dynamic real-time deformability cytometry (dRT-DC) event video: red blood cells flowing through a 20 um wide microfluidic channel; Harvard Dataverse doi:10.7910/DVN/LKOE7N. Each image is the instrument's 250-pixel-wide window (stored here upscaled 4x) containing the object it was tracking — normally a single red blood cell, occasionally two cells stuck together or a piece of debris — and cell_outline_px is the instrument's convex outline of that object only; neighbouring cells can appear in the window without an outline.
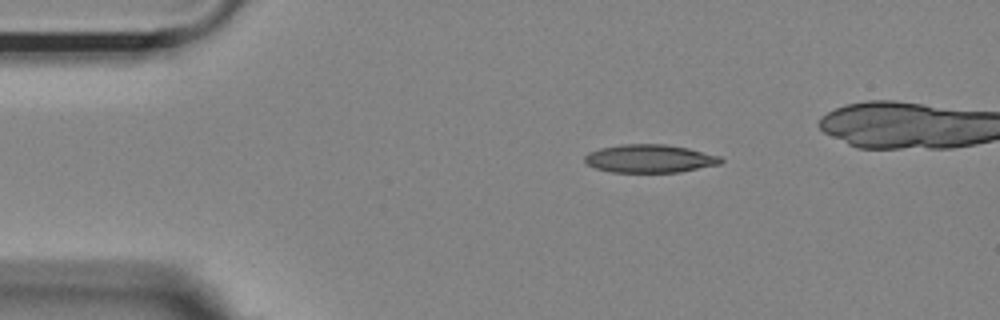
{"species": "Egyptian fruit bat (a non-hibernating species)", "species_latin": "Rousettus aegyptiacus", "temperature_condition": "room temperature", "stored_images_in_passage": 41, "camera_frame_rate_fps": 3000, "um_per_image_px": 0.085, "animal": {"sex": "female"}, "frame": {"image": 1, "passage_image": 1, "time_ms": 0.0, "image_size_px": [1000, 320], "cell_outline_px": [[724, 160], [720, 164], [680, 172], [612, 172], [596, 168], [588, 164], [584, 160], [584, 156], [588, 152], [600, 148], [620, 144], [668, 144], [688, 148], [720, 156]], "centroid_in_image_um": [55.23, 13.47], "position_along_channel_um": 29.8, "area_um2": 22.37}}
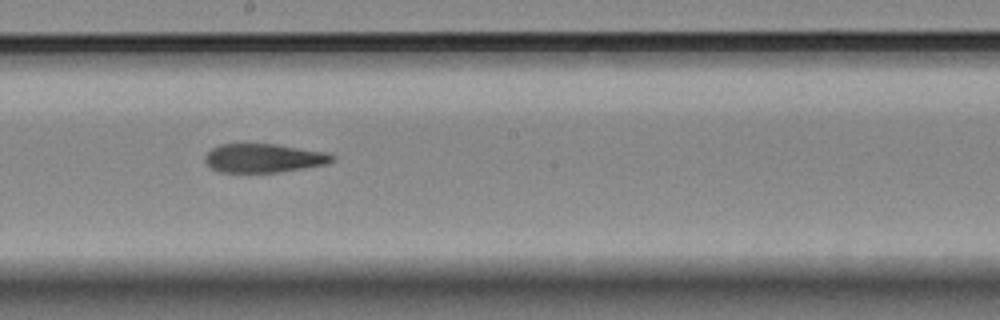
{"frame": {"image": 2, "passage_image": 21, "time_ms": 6.667, "image_size_px": [1000, 320], "cell_outline_px": [[336, 160], [328, 164], [280, 172], [220, 172], [212, 168], [204, 160], [204, 156], [212, 148], [220, 144], [276, 144], [328, 152], [336, 156]], "centroid_in_image_um": [22.47, 13.44], "position_along_channel_um": 225.7, "area_um2": 21.5}}
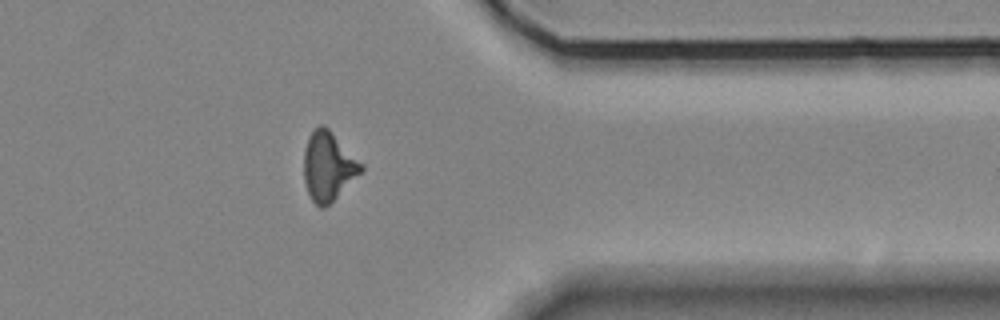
{"frame": {"image": 3, "passage_image": 35, "time_ms": 11.333, "image_size_px": [1000, 320], "cell_outline_px": [[364, 168], [324, 208], [320, 208], [312, 200], [308, 192], [304, 180], [304, 152], [308, 136], [320, 124], [324, 124], [364, 164]], "centroid_in_image_um": [27.88, 14.1], "position_along_channel_um": 383.5, "area_um2": 22.54}, "authors_computed_cell_mechanics": {"area_um2": 22.3686, "velocity_mm_per_s": 3.6381, "shape_relaxation_time_tau1_ms": 10.7627, "shape_relaxation_time_tau2_ms": 2.4207, "deformation_change_tau1": 0.2477, "deformation_change_tau2": 0.1191}}